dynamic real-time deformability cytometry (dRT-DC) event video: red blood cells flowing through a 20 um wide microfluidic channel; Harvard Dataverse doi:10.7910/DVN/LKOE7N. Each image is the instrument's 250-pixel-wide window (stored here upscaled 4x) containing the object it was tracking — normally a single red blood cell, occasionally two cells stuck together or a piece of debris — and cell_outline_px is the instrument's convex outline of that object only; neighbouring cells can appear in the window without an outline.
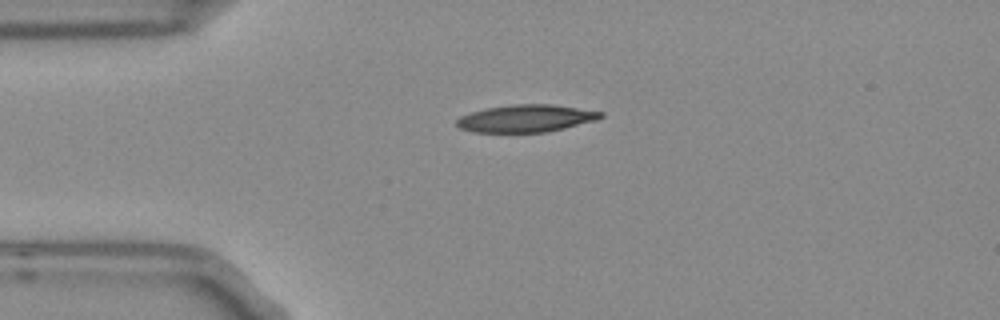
{"species": "Egyptian fruit bat (a non-hibernating species)", "species_latin": "Rousettus aegyptiacus", "temperature_condition": "room temperature", "stored_images_in_passage": 2, "camera_frame_rate_fps": 3000, "um_per_image_px": 0.085, "frame": {"image": 1, "passage_image": 2, "time_ms": 0.333, "image_size_px": [1000, 320], "cell_outline_px": [[604, 116], [596, 120], [564, 128], [544, 132], [472, 132], [460, 128], [456, 124], [456, 120], [460, 116], [484, 108], [512, 104], [552, 104], [604, 112]], "centroid_in_image_um": [44.69, 10.06], "position_along_channel_um": 40.3, "area_um2": 22.95}}